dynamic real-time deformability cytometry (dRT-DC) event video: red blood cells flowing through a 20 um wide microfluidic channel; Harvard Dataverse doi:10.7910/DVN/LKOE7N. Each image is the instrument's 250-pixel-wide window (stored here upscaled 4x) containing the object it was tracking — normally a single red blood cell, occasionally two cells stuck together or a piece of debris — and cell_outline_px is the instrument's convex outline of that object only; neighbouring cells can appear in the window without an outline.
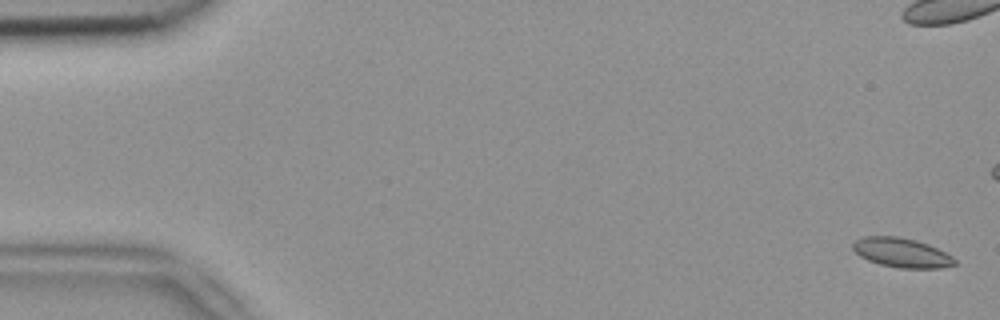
{"species": "common noctule bat (a hibernating species)", "species_latin": "Nyctalus noctula", "temperature_condition": "room temperature", "stored_images_in_passage": 7, "camera_frame_rate_fps": 3000, "um_per_image_px": 0.085, "animal": {"sex": "female", "body_mass_g": 18.4}, "frame": {"image": 1, "passage_image": 1, "time_ms": 0.0, "image_size_px": [1000, 320], "cell_outline_px": [[956, 264], [940, 268], [900, 268], [880, 264], [868, 260], [860, 256], [852, 248], [852, 244], [856, 240], [864, 236], [896, 236], [916, 240], [928, 244], [952, 256], [956, 260]], "centroid_in_image_um": [76.63, 21.47], "position_along_channel_um": 8.4, "area_um2": 17.34}}